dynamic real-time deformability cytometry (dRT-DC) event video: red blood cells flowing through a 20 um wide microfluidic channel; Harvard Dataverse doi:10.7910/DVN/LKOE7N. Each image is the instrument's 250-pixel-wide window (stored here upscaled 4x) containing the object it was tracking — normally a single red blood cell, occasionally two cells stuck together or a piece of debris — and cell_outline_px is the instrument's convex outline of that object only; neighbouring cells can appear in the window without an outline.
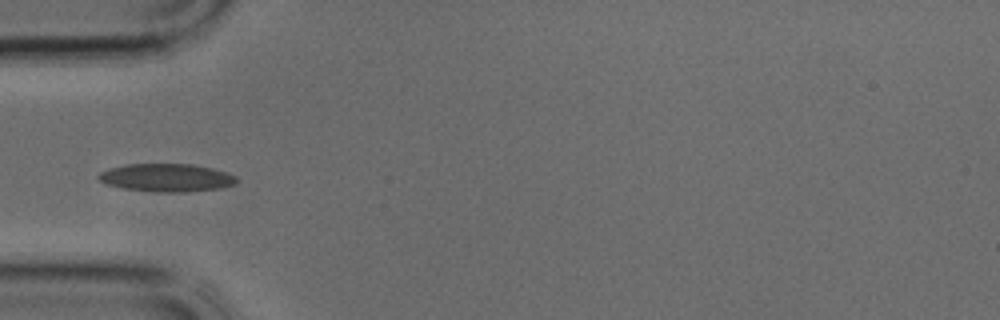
{"species": "common noctule bat (a hibernating species)", "species_latin": "Nyctalus noctula", "temperature_condition": "cold", "stored_images_in_passage": 36, "camera_frame_rate_fps": 3000, "um_per_image_px": 0.085, "animal": {"sex": "male", "body_mass_g": 17.9, "forearm_length_mm": 54.2}, "frame": {"image": 1, "passage_image": 11, "time_ms": 3.333, "image_size_px": [1000, 320], "cell_outline_px": [[236, 184], [220, 188], [184, 192], [156, 192], [124, 188], [104, 184], [96, 176], [100, 172], [108, 168], [128, 164], [192, 164], [212, 168], [236, 176]], "centroid_in_image_um": [14.12, 15.1], "position_along_channel_um": 70.9, "area_um2": 22.48}}